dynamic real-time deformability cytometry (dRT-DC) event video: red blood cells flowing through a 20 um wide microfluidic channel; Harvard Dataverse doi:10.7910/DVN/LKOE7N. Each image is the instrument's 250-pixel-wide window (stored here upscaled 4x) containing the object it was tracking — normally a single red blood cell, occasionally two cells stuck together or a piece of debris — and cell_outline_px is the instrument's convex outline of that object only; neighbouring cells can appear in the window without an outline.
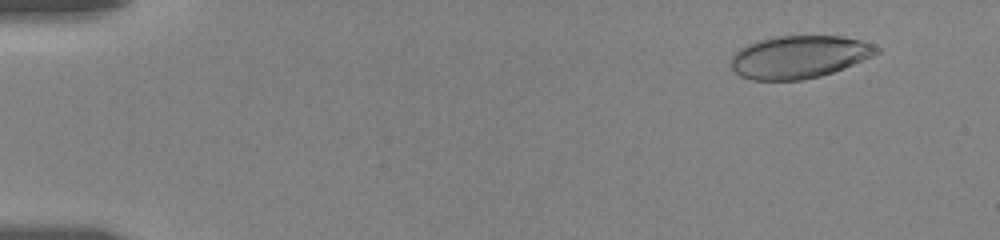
{"species": "human", "species_latin": "Homo sapiens", "temperature_condition": "room temperature", "stored_images_in_passage": 14, "camera_frame_rate_fps": 3000, "um_per_image_px": 0.085, "donor": {"sex": "female"}, "frame": {"image": 1, "passage_image": 7, "time_ms": 1.333, "image_size_px": [1000, 240], "cell_outline_px": [[880, 52], [872, 56], [832, 72], [820, 76], [804, 80], [752, 80], [740, 76], [732, 68], [732, 56], [740, 48], [748, 44], [760, 40], [776, 36], [840, 36], [860, 40], [872, 44], [880, 48]], "centroid_in_image_um": [67.92, 4.84], "position_along_channel_um": 17.1, "area_um2": 35.89}}
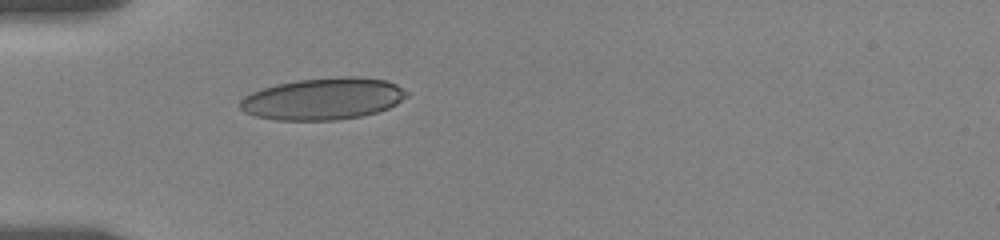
{"frame": {"image": 2, "passage_image": 14, "time_ms": 5.667, "image_size_px": [1000, 240], "cell_outline_px": [[408, 96], [396, 104], [388, 108], [376, 112], [360, 116], [332, 120], [276, 120], [256, 116], [244, 112], [240, 108], [240, 100], [244, 96], [252, 92], [276, 84], [296, 80], [336, 76], [356, 76], [388, 80], [396, 84], [408, 92]], "centroid_in_image_um": [27.47, 8.38], "position_along_channel_um": 57.5, "area_um2": 40.75}}